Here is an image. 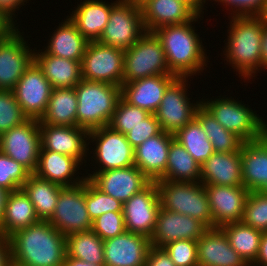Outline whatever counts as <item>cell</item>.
Listing matches in <instances>:
<instances>
[{"label": "cell", "mask_w": 267, "mask_h": 266, "mask_svg": "<svg viewBox=\"0 0 267 266\" xmlns=\"http://www.w3.org/2000/svg\"><path fill=\"white\" fill-rule=\"evenodd\" d=\"M260 139L267 145V125L262 129Z\"/></svg>", "instance_id": "94428289"}, {"label": "cell", "mask_w": 267, "mask_h": 266, "mask_svg": "<svg viewBox=\"0 0 267 266\" xmlns=\"http://www.w3.org/2000/svg\"><path fill=\"white\" fill-rule=\"evenodd\" d=\"M145 32L141 8L119 0L111 8L108 23L98 42L126 50Z\"/></svg>", "instance_id": "7c38bea8"}, {"label": "cell", "mask_w": 267, "mask_h": 266, "mask_svg": "<svg viewBox=\"0 0 267 266\" xmlns=\"http://www.w3.org/2000/svg\"><path fill=\"white\" fill-rule=\"evenodd\" d=\"M92 230L101 237L106 239L122 234L125 229L123 212H106L93 220Z\"/></svg>", "instance_id": "bcb514c9"}, {"label": "cell", "mask_w": 267, "mask_h": 266, "mask_svg": "<svg viewBox=\"0 0 267 266\" xmlns=\"http://www.w3.org/2000/svg\"><path fill=\"white\" fill-rule=\"evenodd\" d=\"M198 266H249L230 246L221 228H208L197 240Z\"/></svg>", "instance_id": "603a6c76"}, {"label": "cell", "mask_w": 267, "mask_h": 266, "mask_svg": "<svg viewBox=\"0 0 267 266\" xmlns=\"http://www.w3.org/2000/svg\"><path fill=\"white\" fill-rule=\"evenodd\" d=\"M149 115L147 110L132 106L121 97L108 126L116 132L126 134Z\"/></svg>", "instance_id": "60d3db41"}, {"label": "cell", "mask_w": 267, "mask_h": 266, "mask_svg": "<svg viewBox=\"0 0 267 266\" xmlns=\"http://www.w3.org/2000/svg\"><path fill=\"white\" fill-rule=\"evenodd\" d=\"M30 174L19 162L0 152V187L9 192L19 190Z\"/></svg>", "instance_id": "7bdbcfd3"}, {"label": "cell", "mask_w": 267, "mask_h": 266, "mask_svg": "<svg viewBox=\"0 0 267 266\" xmlns=\"http://www.w3.org/2000/svg\"><path fill=\"white\" fill-rule=\"evenodd\" d=\"M40 148L39 120L27 119L0 135V152L19 162L31 174L36 170Z\"/></svg>", "instance_id": "4fadbf2b"}, {"label": "cell", "mask_w": 267, "mask_h": 266, "mask_svg": "<svg viewBox=\"0 0 267 266\" xmlns=\"http://www.w3.org/2000/svg\"><path fill=\"white\" fill-rule=\"evenodd\" d=\"M175 74H164L122 83L121 97L132 106L154 114L167 87L177 78Z\"/></svg>", "instance_id": "7402d4cb"}, {"label": "cell", "mask_w": 267, "mask_h": 266, "mask_svg": "<svg viewBox=\"0 0 267 266\" xmlns=\"http://www.w3.org/2000/svg\"><path fill=\"white\" fill-rule=\"evenodd\" d=\"M143 25L147 32L168 25L191 21L197 13L181 0H149L141 7Z\"/></svg>", "instance_id": "d4e9b609"}, {"label": "cell", "mask_w": 267, "mask_h": 266, "mask_svg": "<svg viewBox=\"0 0 267 266\" xmlns=\"http://www.w3.org/2000/svg\"><path fill=\"white\" fill-rule=\"evenodd\" d=\"M164 74L173 73L166 63L162 43L154 32L146 31L124 50L123 83Z\"/></svg>", "instance_id": "52a82bcc"}, {"label": "cell", "mask_w": 267, "mask_h": 266, "mask_svg": "<svg viewBox=\"0 0 267 266\" xmlns=\"http://www.w3.org/2000/svg\"><path fill=\"white\" fill-rule=\"evenodd\" d=\"M258 191L267 194V182Z\"/></svg>", "instance_id": "6125c7cd"}, {"label": "cell", "mask_w": 267, "mask_h": 266, "mask_svg": "<svg viewBox=\"0 0 267 266\" xmlns=\"http://www.w3.org/2000/svg\"><path fill=\"white\" fill-rule=\"evenodd\" d=\"M240 156L243 185L258 191L267 182V145L261 139L244 142Z\"/></svg>", "instance_id": "4dcf8cb0"}, {"label": "cell", "mask_w": 267, "mask_h": 266, "mask_svg": "<svg viewBox=\"0 0 267 266\" xmlns=\"http://www.w3.org/2000/svg\"><path fill=\"white\" fill-rule=\"evenodd\" d=\"M77 95L74 87L53 88L39 124L77 126Z\"/></svg>", "instance_id": "d6a6232c"}, {"label": "cell", "mask_w": 267, "mask_h": 266, "mask_svg": "<svg viewBox=\"0 0 267 266\" xmlns=\"http://www.w3.org/2000/svg\"><path fill=\"white\" fill-rule=\"evenodd\" d=\"M45 53L82 62L88 40L77 30L76 25L67 16L59 23L56 30L49 36Z\"/></svg>", "instance_id": "f546056e"}, {"label": "cell", "mask_w": 267, "mask_h": 266, "mask_svg": "<svg viewBox=\"0 0 267 266\" xmlns=\"http://www.w3.org/2000/svg\"><path fill=\"white\" fill-rule=\"evenodd\" d=\"M92 146L91 147V143ZM96 145H94V144ZM88 146L92 148L90 159L92 172H101L118 168H126L134 164V148L125 134L112 130L109 126L97 128L88 133ZM97 164V167H96ZM98 168V169H97Z\"/></svg>", "instance_id": "ba28073f"}, {"label": "cell", "mask_w": 267, "mask_h": 266, "mask_svg": "<svg viewBox=\"0 0 267 266\" xmlns=\"http://www.w3.org/2000/svg\"><path fill=\"white\" fill-rule=\"evenodd\" d=\"M29 196L21 188L9 192L5 213L0 224V234L9 238L16 231L39 222Z\"/></svg>", "instance_id": "1f68e13d"}, {"label": "cell", "mask_w": 267, "mask_h": 266, "mask_svg": "<svg viewBox=\"0 0 267 266\" xmlns=\"http://www.w3.org/2000/svg\"><path fill=\"white\" fill-rule=\"evenodd\" d=\"M41 51V52H40ZM34 62L43 71L52 88L75 87L81 80V62L61 58L37 49Z\"/></svg>", "instance_id": "f1b7e54d"}, {"label": "cell", "mask_w": 267, "mask_h": 266, "mask_svg": "<svg viewBox=\"0 0 267 266\" xmlns=\"http://www.w3.org/2000/svg\"><path fill=\"white\" fill-rule=\"evenodd\" d=\"M188 80V77H177L167 87L161 104L154 113L162 131L166 133L175 135L195 118L196 110L201 106V100H193L191 103L192 98L187 91Z\"/></svg>", "instance_id": "9c48e42d"}, {"label": "cell", "mask_w": 267, "mask_h": 266, "mask_svg": "<svg viewBox=\"0 0 267 266\" xmlns=\"http://www.w3.org/2000/svg\"><path fill=\"white\" fill-rule=\"evenodd\" d=\"M118 1L81 0L68 17L89 42L98 41L108 23L111 8Z\"/></svg>", "instance_id": "83f0119b"}, {"label": "cell", "mask_w": 267, "mask_h": 266, "mask_svg": "<svg viewBox=\"0 0 267 266\" xmlns=\"http://www.w3.org/2000/svg\"><path fill=\"white\" fill-rule=\"evenodd\" d=\"M74 88L78 101L77 126L88 132L108 126L121 98V87L82 79Z\"/></svg>", "instance_id": "277c9868"}, {"label": "cell", "mask_w": 267, "mask_h": 266, "mask_svg": "<svg viewBox=\"0 0 267 266\" xmlns=\"http://www.w3.org/2000/svg\"><path fill=\"white\" fill-rule=\"evenodd\" d=\"M122 2H125L127 4H131L132 6H136L138 8H141L143 5H145L149 0H121Z\"/></svg>", "instance_id": "91938a15"}, {"label": "cell", "mask_w": 267, "mask_h": 266, "mask_svg": "<svg viewBox=\"0 0 267 266\" xmlns=\"http://www.w3.org/2000/svg\"><path fill=\"white\" fill-rule=\"evenodd\" d=\"M251 266H267V232H263L260 239L259 253Z\"/></svg>", "instance_id": "db71d44e"}, {"label": "cell", "mask_w": 267, "mask_h": 266, "mask_svg": "<svg viewBox=\"0 0 267 266\" xmlns=\"http://www.w3.org/2000/svg\"><path fill=\"white\" fill-rule=\"evenodd\" d=\"M162 132L160 123L155 114H150L141 124L133 127L125 135L129 143L135 149L146 139L154 137Z\"/></svg>", "instance_id": "c3c4849f"}, {"label": "cell", "mask_w": 267, "mask_h": 266, "mask_svg": "<svg viewBox=\"0 0 267 266\" xmlns=\"http://www.w3.org/2000/svg\"><path fill=\"white\" fill-rule=\"evenodd\" d=\"M174 139L173 134L162 131L134 149L135 166L151 181L158 180L165 173L169 146Z\"/></svg>", "instance_id": "484cf974"}, {"label": "cell", "mask_w": 267, "mask_h": 266, "mask_svg": "<svg viewBox=\"0 0 267 266\" xmlns=\"http://www.w3.org/2000/svg\"><path fill=\"white\" fill-rule=\"evenodd\" d=\"M18 26L0 10V40L9 36Z\"/></svg>", "instance_id": "f5cc1de1"}, {"label": "cell", "mask_w": 267, "mask_h": 266, "mask_svg": "<svg viewBox=\"0 0 267 266\" xmlns=\"http://www.w3.org/2000/svg\"><path fill=\"white\" fill-rule=\"evenodd\" d=\"M15 266H63L66 236L49 221L32 224L9 237Z\"/></svg>", "instance_id": "6da1fadb"}, {"label": "cell", "mask_w": 267, "mask_h": 266, "mask_svg": "<svg viewBox=\"0 0 267 266\" xmlns=\"http://www.w3.org/2000/svg\"><path fill=\"white\" fill-rule=\"evenodd\" d=\"M186 2L197 14H204L206 0H181Z\"/></svg>", "instance_id": "6f0895ef"}, {"label": "cell", "mask_w": 267, "mask_h": 266, "mask_svg": "<svg viewBox=\"0 0 267 266\" xmlns=\"http://www.w3.org/2000/svg\"><path fill=\"white\" fill-rule=\"evenodd\" d=\"M27 119L13 91L0 90V135Z\"/></svg>", "instance_id": "ee69618b"}, {"label": "cell", "mask_w": 267, "mask_h": 266, "mask_svg": "<svg viewBox=\"0 0 267 266\" xmlns=\"http://www.w3.org/2000/svg\"><path fill=\"white\" fill-rule=\"evenodd\" d=\"M52 86L33 62L16 83L13 93L28 119L40 120L47 108Z\"/></svg>", "instance_id": "2e32d148"}, {"label": "cell", "mask_w": 267, "mask_h": 266, "mask_svg": "<svg viewBox=\"0 0 267 266\" xmlns=\"http://www.w3.org/2000/svg\"><path fill=\"white\" fill-rule=\"evenodd\" d=\"M48 221L64 236L92 230L93 221L85 201V180L79 185L61 189L55 211Z\"/></svg>", "instance_id": "8fae6325"}, {"label": "cell", "mask_w": 267, "mask_h": 266, "mask_svg": "<svg viewBox=\"0 0 267 266\" xmlns=\"http://www.w3.org/2000/svg\"><path fill=\"white\" fill-rule=\"evenodd\" d=\"M230 246L251 266L259 253L262 231L241 222L230 223L221 227Z\"/></svg>", "instance_id": "d590c367"}, {"label": "cell", "mask_w": 267, "mask_h": 266, "mask_svg": "<svg viewBox=\"0 0 267 266\" xmlns=\"http://www.w3.org/2000/svg\"><path fill=\"white\" fill-rule=\"evenodd\" d=\"M201 17L204 15L197 14L186 23L168 25L153 31L162 43L169 70L178 77L190 79L196 74L199 75L198 73L201 74L209 65V56L204 49L202 38L195 32V26H192L198 19L201 21Z\"/></svg>", "instance_id": "7a4b0ae2"}, {"label": "cell", "mask_w": 267, "mask_h": 266, "mask_svg": "<svg viewBox=\"0 0 267 266\" xmlns=\"http://www.w3.org/2000/svg\"><path fill=\"white\" fill-rule=\"evenodd\" d=\"M27 1L28 0H0V10L6 16H8L14 23L16 22V25H17L18 23H17V20H15V18H18V17L16 15V13L22 6L29 3V1L28 2Z\"/></svg>", "instance_id": "f907efd6"}, {"label": "cell", "mask_w": 267, "mask_h": 266, "mask_svg": "<svg viewBox=\"0 0 267 266\" xmlns=\"http://www.w3.org/2000/svg\"><path fill=\"white\" fill-rule=\"evenodd\" d=\"M160 207L161 201L158 186L156 181H152L147 187L123 203L126 231L151 238Z\"/></svg>", "instance_id": "9a60e30c"}, {"label": "cell", "mask_w": 267, "mask_h": 266, "mask_svg": "<svg viewBox=\"0 0 267 266\" xmlns=\"http://www.w3.org/2000/svg\"><path fill=\"white\" fill-rule=\"evenodd\" d=\"M261 50H262V69L265 71L267 70V19H265V25L263 28Z\"/></svg>", "instance_id": "11a10c76"}, {"label": "cell", "mask_w": 267, "mask_h": 266, "mask_svg": "<svg viewBox=\"0 0 267 266\" xmlns=\"http://www.w3.org/2000/svg\"><path fill=\"white\" fill-rule=\"evenodd\" d=\"M20 28L0 40V90L13 91L23 73L34 62V51ZM22 34V35H21Z\"/></svg>", "instance_id": "5bb4252c"}, {"label": "cell", "mask_w": 267, "mask_h": 266, "mask_svg": "<svg viewBox=\"0 0 267 266\" xmlns=\"http://www.w3.org/2000/svg\"><path fill=\"white\" fill-rule=\"evenodd\" d=\"M162 248L176 266H198L197 241L177 240Z\"/></svg>", "instance_id": "f6af8a7d"}, {"label": "cell", "mask_w": 267, "mask_h": 266, "mask_svg": "<svg viewBox=\"0 0 267 266\" xmlns=\"http://www.w3.org/2000/svg\"><path fill=\"white\" fill-rule=\"evenodd\" d=\"M92 173V174H91ZM86 171L89 179L103 193L126 202L131 196L147 187L152 181L135 165L105 170L101 172Z\"/></svg>", "instance_id": "e0dca14e"}, {"label": "cell", "mask_w": 267, "mask_h": 266, "mask_svg": "<svg viewBox=\"0 0 267 266\" xmlns=\"http://www.w3.org/2000/svg\"><path fill=\"white\" fill-rule=\"evenodd\" d=\"M145 266H176V265L173 263L171 257L167 254V252L163 248L151 246L147 254Z\"/></svg>", "instance_id": "681fc988"}, {"label": "cell", "mask_w": 267, "mask_h": 266, "mask_svg": "<svg viewBox=\"0 0 267 266\" xmlns=\"http://www.w3.org/2000/svg\"><path fill=\"white\" fill-rule=\"evenodd\" d=\"M80 166L82 164L74 157L44 150L41 147L34 174L63 187H72L86 179V175L80 177L81 173L77 172Z\"/></svg>", "instance_id": "cb8c5ba5"}, {"label": "cell", "mask_w": 267, "mask_h": 266, "mask_svg": "<svg viewBox=\"0 0 267 266\" xmlns=\"http://www.w3.org/2000/svg\"><path fill=\"white\" fill-rule=\"evenodd\" d=\"M218 96L213 99H200L201 105L228 131L233 132L244 142L260 139L262 129L267 121L256 111L246 106L242 100L232 96ZM243 103V104H242Z\"/></svg>", "instance_id": "8992f818"}, {"label": "cell", "mask_w": 267, "mask_h": 266, "mask_svg": "<svg viewBox=\"0 0 267 266\" xmlns=\"http://www.w3.org/2000/svg\"><path fill=\"white\" fill-rule=\"evenodd\" d=\"M195 119L206 132L215 152L240 151L244 141L233 132L226 130L202 105L196 110Z\"/></svg>", "instance_id": "8d00e7d4"}, {"label": "cell", "mask_w": 267, "mask_h": 266, "mask_svg": "<svg viewBox=\"0 0 267 266\" xmlns=\"http://www.w3.org/2000/svg\"><path fill=\"white\" fill-rule=\"evenodd\" d=\"M208 1V0H206ZM211 2H218L225 6V9L231 12L233 16H263L267 0H210ZM229 8V9H228Z\"/></svg>", "instance_id": "7dc6e473"}, {"label": "cell", "mask_w": 267, "mask_h": 266, "mask_svg": "<svg viewBox=\"0 0 267 266\" xmlns=\"http://www.w3.org/2000/svg\"><path fill=\"white\" fill-rule=\"evenodd\" d=\"M39 128L41 147L44 150L74 157L82 165L85 163L84 167L87 165L89 155L91 156L88 146L89 132L87 130L79 126H54L49 124H39Z\"/></svg>", "instance_id": "ac0fdd59"}, {"label": "cell", "mask_w": 267, "mask_h": 266, "mask_svg": "<svg viewBox=\"0 0 267 266\" xmlns=\"http://www.w3.org/2000/svg\"><path fill=\"white\" fill-rule=\"evenodd\" d=\"M223 56L224 61L242 77L244 82L251 80L262 71L261 42L265 18L263 16H228ZM261 69V70H260ZM255 74V75H254ZM246 80V81H245Z\"/></svg>", "instance_id": "3957f363"}, {"label": "cell", "mask_w": 267, "mask_h": 266, "mask_svg": "<svg viewBox=\"0 0 267 266\" xmlns=\"http://www.w3.org/2000/svg\"><path fill=\"white\" fill-rule=\"evenodd\" d=\"M174 137L200 165L215 152L206 132L195 118Z\"/></svg>", "instance_id": "f35d334b"}, {"label": "cell", "mask_w": 267, "mask_h": 266, "mask_svg": "<svg viewBox=\"0 0 267 266\" xmlns=\"http://www.w3.org/2000/svg\"><path fill=\"white\" fill-rule=\"evenodd\" d=\"M85 201L91 220L110 212H123V203L103 193L89 179H85Z\"/></svg>", "instance_id": "ab89813d"}, {"label": "cell", "mask_w": 267, "mask_h": 266, "mask_svg": "<svg viewBox=\"0 0 267 266\" xmlns=\"http://www.w3.org/2000/svg\"><path fill=\"white\" fill-rule=\"evenodd\" d=\"M9 191L3 187H0V224L3 220L5 213L6 200L8 197Z\"/></svg>", "instance_id": "680465c9"}, {"label": "cell", "mask_w": 267, "mask_h": 266, "mask_svg": "<svg viewBox=\"0 0 267 266\" xmlns=\"http://www.w3.org/2000/svg\"><path fill=\"white\" fill-rule=\"evenodd\" d=\"M63 186L30 174L22 189L29 196L39 220L48 221L57 204L58 196Z\"/></svg>", "instance_id": "836d02e7"}, {"label": "cell", "mask_w": 267, "mask_h": 266, "mask_svg": "<svg viewBox=\"0 0 267 266\" xmlns=\"http://www.w3.org/2000/svg\"><path fill=\"white\" fill-rule=\"evenodd\" d=\"M208 228L199 220L159 208L151 246L162 248L177 240L197 241Z\"/></svg>", "instance_id": "ffe728a7"}, {"label": "cell", "mask_w": 267, "mask_h": 266, "mask_svg": "<svg viewBox=\"0 0 267 266\" xmlns=\"http://www.w3.org/2000/svg\"><path fill=\"white\" fill-rule=\"evenodd\" d=\"M156 183L162 208L195 218L207 228H213L208 195L201 182L156 180Z\"/></svg>", "instance_id": "5b68a950"}, {"label": "cell", "mask_w": 267, "mask_h": 266, "mask_svg": "<svg viewBox=\"0 0 267 266\" xmlns=\"http://www.w3.org/2000/svg\"><path fill=\"white\" fill-rule=\"evenodd\" d=\"M213 215V228L241 222L249 190L244 185H204Z\"/></svg>", "instance_id": "d6986e66"}, {"label": "cell", "mask_w": 267, "mask_h": 266, "mask_svg": "<svg viewBox=\"0 0 267 266\" xmlns=\"http://www.w3.org/2000/svg\"><path fill=\"white\" fill-rule=\"evenodd\" d=\"M63 266H104V265H96L92 263H88L86 261L74 258V257H69L66 254L65 260L63 262Z\"/></svg>", "instance_id": "9f6ffc18"}, {"label": "cell", "mask_w": 267, "mask_h": 266, "mask_svg": "<svg viewBox=\"0 0 267 266\" xmlns=\"http://www.w3.org/2000/svg\"><path fill=\"white\" fill-rule=\"evenodd\" d=\"M242 222L254 229L267 232V194L259 191L249 192Z\"/></svg>", "instance_id": "b9f144b4"}, {"label": "cell", "mask_w": 267, "mask_h": 266, "mask_svg": "<svg viewBox=\"0 0 267 266\" xmlns=\"http://www.w3.org/2000/svg\"><path fill=\"white\" fill-rule=\"evenodd\" d=\"M200 166V182L203 185H243L240 151L214 152Z\"/></svg>", "instance_id": "4316f807"}, {"label": "cell", "mask_w": 267, "mask_h": 266, "mask_svg": "<svg viewBox=\"0 0 267 266\" xmlns=\"http://www.w3.org/2000/svg\"><path fill=\"white\" fill-rule=\"evenodd\" d=\"M150 238L124 231L103 241L104 266H145Z\"/></svg>", "instance_id": "44dd1931"}, {"label": "cell", "mask_w": 267, "mask_h": 266, "mask_svg": "<svg viewBox=\"0 0 267 266\" xmlns=\"http://www.w3.org/2000/svg\"><path fill=\"white\" fill-rule=\"evenodd\" d=\"M263 17H264L265 19H267V5H266V8H265V11H264Z\"/></svg>", "instance_id": "be15d7a7"}, {"label": "cell", "mask_w": 267, "mask_h": 266, "mask_svg": "<svg viewBox=\"0 0 267 266\" xmlns=\"http://www.w3.org/2000/svg\"><path fill=\"white\" fill-rule=\"evenodd\" d=\"M66 251L69 257L96 265H104L103 240L93 230L66 236Z\"/></svg>", "instance_id": "74e56055"}, {"label": "cell", "mask_w": 267, "mask_h": 266, "mask_svg": "<svg viewBox=\"0 0 267 266\" xmlns=\"http://www.w3.org/2000/svg\"><path fill=\"white\" fill-rule=\"evenodd\" d=\"M123 67L124 50L90 41L81 62V78L122 87Z\"/></svg>", "instance_id": "30bf717a"}, {"label": "cell", "mask_w": 267, "mask_h": 266, "mask_svg": "<svg viewBox=\"0 0 267 266\" xmlns=\"http://www.w3.org/2000/svg\"><path fill=\"white\" fill-rule=\"evenodd\" d=\"M12 256L9 238L0 234V266H11Z\"/></svg>", "instance_id": "816d5d0a"}, {"label": "cell", "mask_w": 267, "mask_h": 266, "mask_svg": "<svg viewBox=\"0 0 267 266\" xmlns=\"http://www.w3.org/2000/svg\"><path fill=\"white\" fill-rule=\"evenodd\" d=\"M200 164L174 139L169 146L165 173L158 180L200 182Z\"/></svg>", "instance_id": "e575fe53"}]
</instances>
